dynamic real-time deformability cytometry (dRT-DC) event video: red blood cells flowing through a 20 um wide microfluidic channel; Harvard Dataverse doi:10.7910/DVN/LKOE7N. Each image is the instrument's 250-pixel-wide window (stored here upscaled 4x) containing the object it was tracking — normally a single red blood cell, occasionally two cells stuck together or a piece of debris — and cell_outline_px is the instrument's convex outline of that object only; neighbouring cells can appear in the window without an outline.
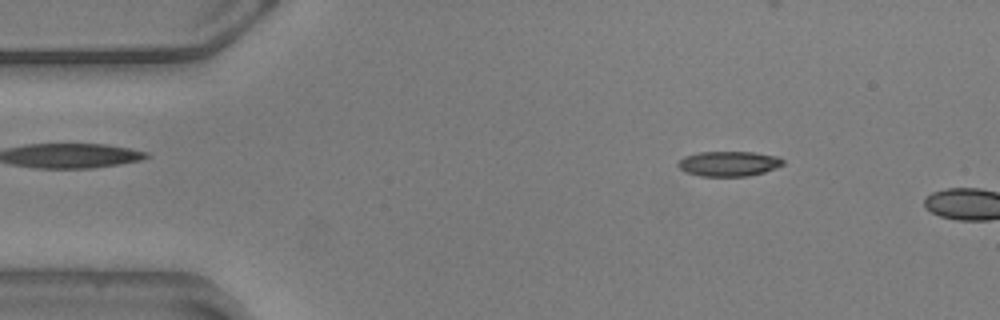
{"species": "common noctule bat (a hibernating species)", "species_latin": "Nyctalus noctula", "temperature_condition": "warm", "stored_images_in_passage": 9, "camera_frame_rate_fps": 3000, "um_per_image_px": 0.085, "animal": {"sex": "male", "body_mass_g": 20.5, "forearm_length_mm": 52.5}, "frame": {"image": 1, "passage_image": 7, "time_ms": 2.0, "image_size_px": [1000, 320], "cell_outline_px": [[784, 164], [764, 172], [748, 176], [700, 176], [684, 172], [676, 164], [684, 156], [700, 152], [752, 152], [776, 156], [784, 160]], "centroid_in_image_um": [61.91, 13.91], "position_along_channel_um": 23.1, "area_um2": 15.26}}